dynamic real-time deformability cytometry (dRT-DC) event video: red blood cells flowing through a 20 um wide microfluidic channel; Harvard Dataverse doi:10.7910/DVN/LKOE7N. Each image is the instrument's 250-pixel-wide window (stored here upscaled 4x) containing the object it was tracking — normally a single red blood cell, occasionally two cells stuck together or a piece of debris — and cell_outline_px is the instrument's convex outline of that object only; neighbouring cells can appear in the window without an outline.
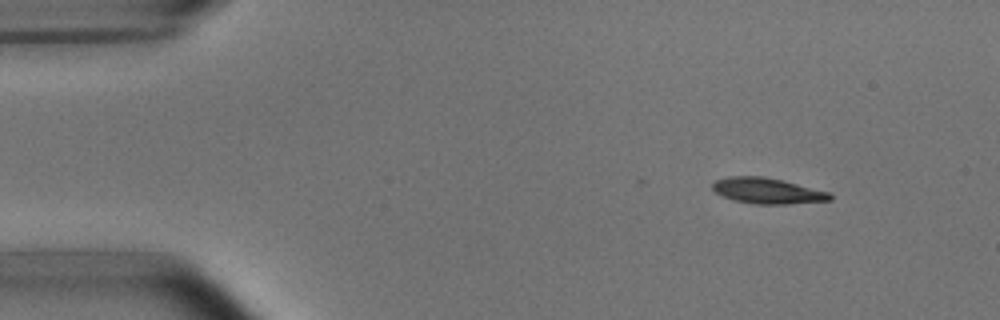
{"species": "common noctule bat (a hibernating species)", "species_latin": "Nyctalus noctula", "temperature_condition": "room temperature", "stored_images_in_passage": 9, "camera_frame_rate_fps": 3000, "um_per_image_px": 0.085, "animal": {"sex": "male", "body_mass_g": 15.6}, "frame": {"image": 1, "passage_image": 1, "time_ms": 0.0, "image_size_px": [1000, 320], "cell_outline_px": [[832, 200], [788, 204], [756, 204], [736, 200], [724, 196], [716, 192], [712, 188], [712, 184], [716, 180], [728, 176], [764, 176], [828, 192], [832, 196]], "centroid_in_image_um": [65.21, 16.22], "position_along_channel_um": 19.8, "area_um2": 17.28}}
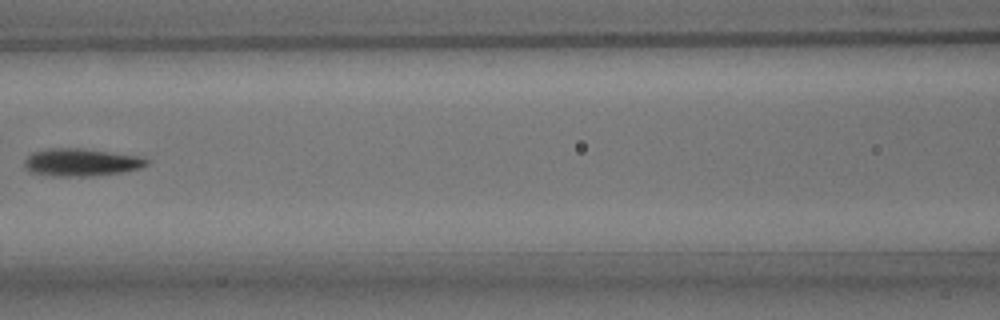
{"frame": {"image": 2, "passage_image": 6, "time_ms": 6.0, "image_size_px": [1000, 320], "cell_outline_px": [[152, 160], [148, 164], [140, 168], [124, 172], [92, 176], [56, 176], [28, 172], [24, 168], [24, 160], [32, 152], [48, 148], [84, 148], [144, 156]], "centroid_in_image_um": [6.95, 13.79], "position_along_channel_um": 159.7, "area_um2": 20.17}}
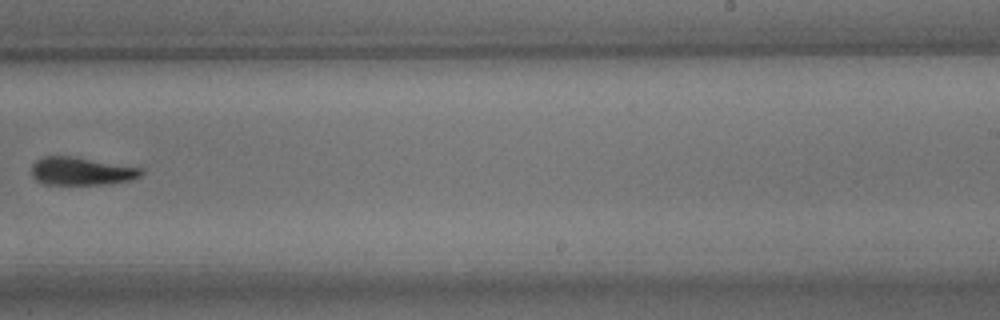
{"frame": {"image": 3, "passage_image": 9, "time_ms": 9.333, "image_size_px": [1000, 320], "cell_outline_px": [[144, 172], [140, 176], [132, 180], [108, 184], [44, 184], [36, 180], [32, 176], [32, 164], [36, 160], [44, 156], [76, 156], [144, 168]], "centroid_in_image_um": [6.95, 14.54], "position_along_channel_um": 282.0, "area_um2": 18.15}}